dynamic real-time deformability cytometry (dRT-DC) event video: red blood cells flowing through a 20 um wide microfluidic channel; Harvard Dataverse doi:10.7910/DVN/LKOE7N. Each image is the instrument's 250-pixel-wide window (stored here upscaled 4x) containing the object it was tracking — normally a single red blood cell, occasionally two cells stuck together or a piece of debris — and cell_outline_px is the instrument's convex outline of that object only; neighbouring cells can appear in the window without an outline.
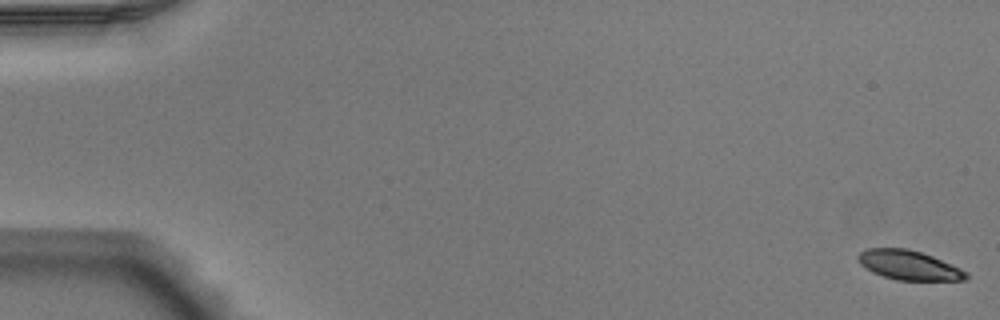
{"species": "Egyptian fruit bat (a non-hibernating species)", "species_latin": "Rousettus aegyptiacus", "temperature_condition": "warm", "stored_images_in_passage": 37, "camera_frame_rate_fps": 3000, "um_per_image_px": 0.085, "animal": {"sex": "male"}, "frame": {"image": 1, "passage_image": 1, "time_ms": 0.0, "image_size_px": [1000, 320], "cell_outline_px": [[968, 280], [896, 280], [872, 272], [860, 264], [856, 256], [860, 252], [868, 248], [908, 248], [932, 256], [960, 268], [968, 272]], "centroid_in_image_um": [77.25, 22.54], "position_along_channel_um": 7.8, "area_um2": 18.5}}
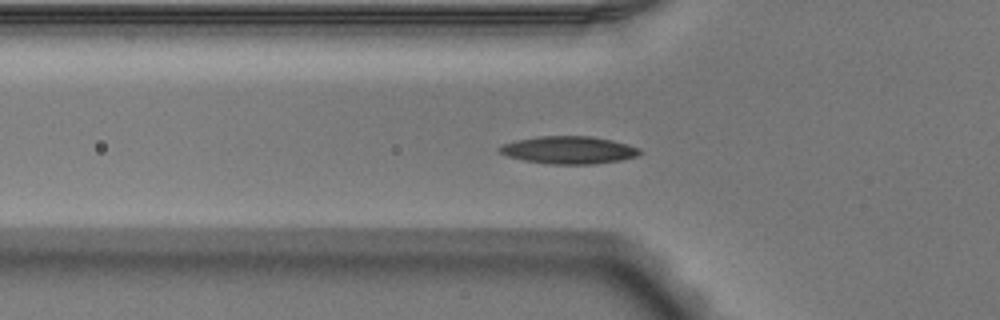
{"frame": {"image": 2, "passage_image": 19, "time_ms": 6.0, "image_size_px": [1000, 320], "cell_outline_px": [[644, 152], [640, 156], [620, 160], [592, 164], [552, 164], [524, 160], [508, 156], [500, 152], [496, 148], [500, 144], [516, 140], [540, 136], [592, 136], [612, 140], [628, 144], [640, 148]], "centroid_in_image_um": [48.38, 12.74], "position_along_channel_um": 77.4, "area_um2": 22.72}}
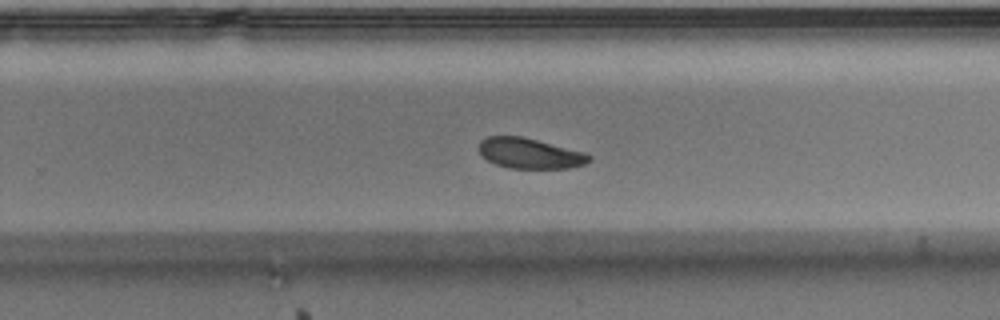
{"frame": {"image": 3, "passage_image": 35, "time_ms": 11.333, "image_size_px": [1000, 320], "cell_outline_px": [[592, 160], [584, 164], [568, 168], [508, 168], [496, 164], [480, 156], [480, 140], [488, 136], [520, 136], [584, 152], [592, 156]], "centroid_in_image_um": [45.02, 13.04], "position_along_channel_um": 284.8, "area_um2": 19.36}}